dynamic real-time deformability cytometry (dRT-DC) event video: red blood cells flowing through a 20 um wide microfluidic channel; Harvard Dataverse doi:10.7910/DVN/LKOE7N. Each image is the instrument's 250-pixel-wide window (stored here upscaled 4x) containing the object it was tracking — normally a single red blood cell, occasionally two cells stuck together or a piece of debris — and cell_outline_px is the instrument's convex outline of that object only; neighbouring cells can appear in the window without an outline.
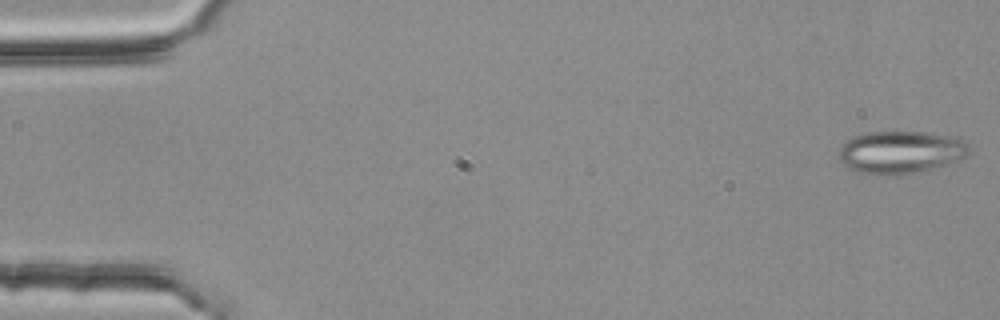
{"species": "common noctule bat (a hibernating species)", "species_latin": "Nyctalus noctula", "temperature_condition": "room temperature", "stored_images_in_passage": 54, "segment_of_instrument_passage": [1, 2], "camera_frame_rate_fps": 3000, "um_per_image_px": 0.085, "animal": {"sex": "female", "body_mass_g": 25.1}, "frame": {"image": 1, "passage_image": 1, "time_ms": 0.0, "image_size_px": [1000, 320], "cell_outline_px": [[972, 148], [964, 156], [956, 160], [944, 164], [900, 176], [876, 176], [860, 172], [848, 168], [836, 156], [840, 148], [852, 136], [868, 132], [928, 132], [956, 136], [964, 140]], "centroid_in_image_um": [76.52, 12.93], "position_along_channel_um": 8.5, "area_um2": 32.6}}